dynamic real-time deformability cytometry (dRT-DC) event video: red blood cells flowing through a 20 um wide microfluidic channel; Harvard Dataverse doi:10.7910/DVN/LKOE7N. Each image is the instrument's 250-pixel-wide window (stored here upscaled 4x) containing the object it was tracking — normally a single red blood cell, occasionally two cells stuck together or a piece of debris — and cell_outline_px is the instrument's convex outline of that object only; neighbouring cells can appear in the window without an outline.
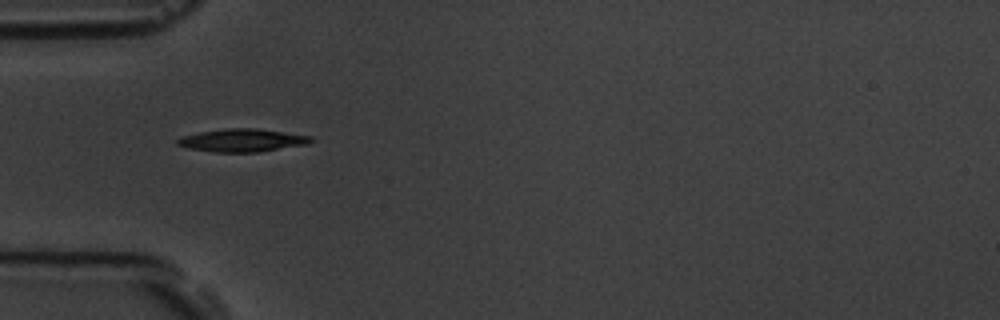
{"species": "common noctule bat (a hibernating species)", "species_latin": "Nyctalus noctula", "temperature_condition": "room temperature", "stored_images_in_passage": 5, "camera_frame_rate_fps": 3000, "um_per_image_px": 0.085, "animal": {"sex": "male", "body_mass_g": 19.5, "forearm_length_mm": 54.6}, "frame": {"image": 1, "passage_image": 4, "time_ms": 4.333, "image_size_px": [1000, 320], "cell_outline_px": [[316, 140], [308, 144], [260, 152], [212, 152], [188, 148], [176, 144], [176, 140], [180, 136], [200, 132], [228, 128], [256, 128], [312, 136]], "centroid_in_image_um": [20.61, 11.93], "position_along_channel_um": 64.4, "area_um2": 17.98}}
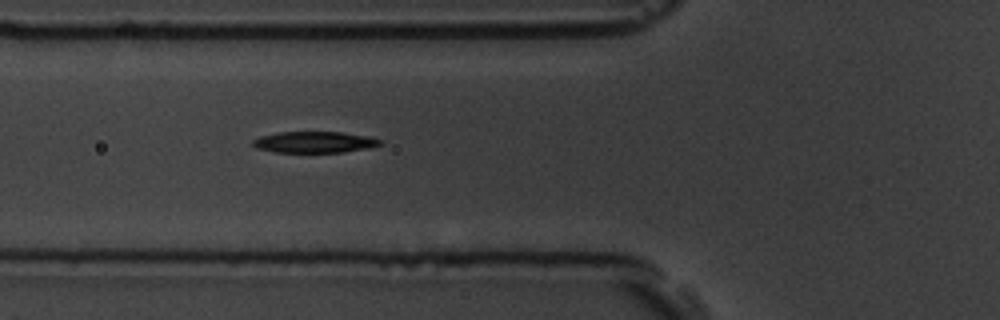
{"frame": {"image": 2, "passage_image": 5, "time_ms": 5.333, "image_size_px": [1000, 320], "cell_outline_px": [[384, 144], [368, 148], [344, 152], [276, 152], [256, 148], [252, 144], [252, 140], [260, 136], [280, 132], [340, 132], [368, 136], [384, 140]], "centroid_in_image_um": [26.77, 12.08], "position_along_channel_um": 99.0, "area_um2": 15.84}}